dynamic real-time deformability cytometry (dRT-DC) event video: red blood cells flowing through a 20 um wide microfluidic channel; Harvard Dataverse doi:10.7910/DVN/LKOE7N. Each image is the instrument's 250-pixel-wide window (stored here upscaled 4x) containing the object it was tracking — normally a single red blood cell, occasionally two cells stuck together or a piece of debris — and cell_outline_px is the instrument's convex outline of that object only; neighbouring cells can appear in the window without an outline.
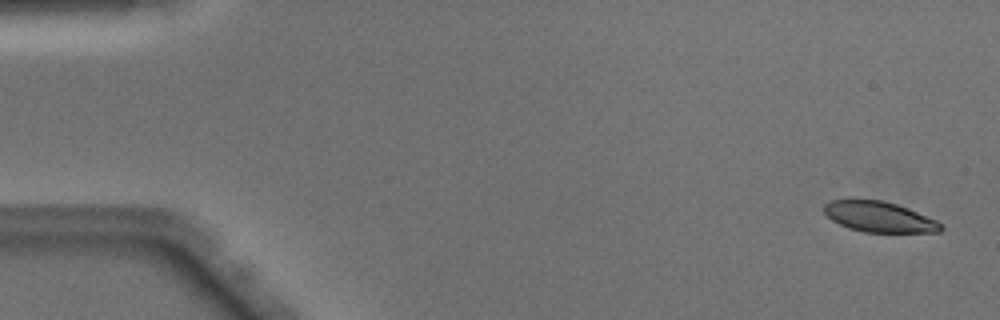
{"species": "Egyptian fruit bat (a non-hibernating species)", "species_latin": "Rousettus aegyptiacus", "temperature_condition": "warm", "stored_images_in_passage": 12, "camera_frame_rate_fps": 3000, "um_per_image_px": 0.085, "animal": {"sex": "male"}, "frame": {"image": 1, "passage_image": 2, "time_ms": 0.333, "image_size_px": [1000, 320], "cell_outline_px": [[944, 228], [940, 232], [864, 232], [848, 228], [832, 220], [824, 212], [824, 204], [832, 200], [852, 196], [880, 200], [896, 204], [908, 208], [936, 220], [944, 224]], "centroid_in_image_um": [74.69, 18.39], "position_along_channel_um": 10.3, "area_um2": 21.33}}